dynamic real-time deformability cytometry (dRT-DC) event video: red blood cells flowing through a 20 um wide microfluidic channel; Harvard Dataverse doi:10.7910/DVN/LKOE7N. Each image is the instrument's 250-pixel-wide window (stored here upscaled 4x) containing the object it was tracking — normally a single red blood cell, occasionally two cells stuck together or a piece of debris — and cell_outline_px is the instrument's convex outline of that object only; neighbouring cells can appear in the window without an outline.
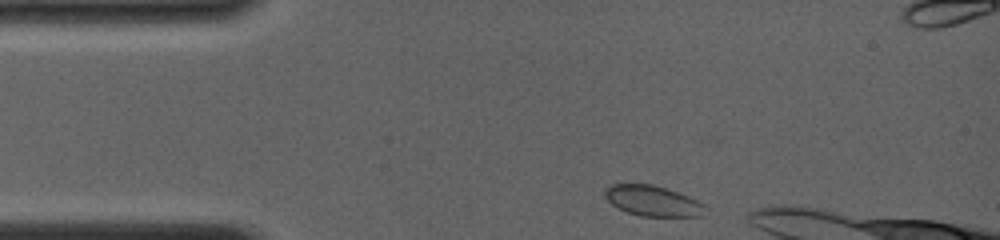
{"species": "common noctule bat (a hibernating species)", "species_latin": "Nyctalus noctula", "temperature_condition": "room temperature", "stored_images_in_passage": 12, "camera_frame_rate_fps": 4000, "um_per_image_px": 0.085, "animal": {"sex": "female", "body_mass_g": 19.0, "forearm_length_mm": 56.7}, "frame": {"image": 1, "passage_image": 1, "time_ms": 0.0, "image_size_px": [1000, 240], "cell_outline_px": [[708, 216], [640, 216], [628, 212], [612, 204], [604, 196], [604, 188], [608, 184], [652, 184], [668, 188], [688, 196], [704, 204]], "centroid_in_image_um": [55.5, 17.06], "position_along_channel_um": 29.5, "area_um2": 17.98}}
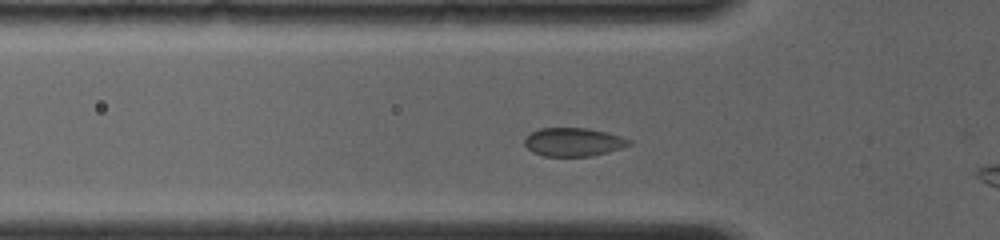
{"frame": {"image": 2, "passage_image": 10, "time_ms": 2.25, "image_size_px": [1000, 240], "cell_outline_px": [[632, 144], [608, 152], [592, 156], [544, 156], [532, 152], [524, 144], [524, 136], [540, 128], [588, 128], [608, 132], [632, 140]], "centroid_in_image_um": [48.73, 12.07], "position_along_channel_um": 77.1, "area_um2": 17.46}}